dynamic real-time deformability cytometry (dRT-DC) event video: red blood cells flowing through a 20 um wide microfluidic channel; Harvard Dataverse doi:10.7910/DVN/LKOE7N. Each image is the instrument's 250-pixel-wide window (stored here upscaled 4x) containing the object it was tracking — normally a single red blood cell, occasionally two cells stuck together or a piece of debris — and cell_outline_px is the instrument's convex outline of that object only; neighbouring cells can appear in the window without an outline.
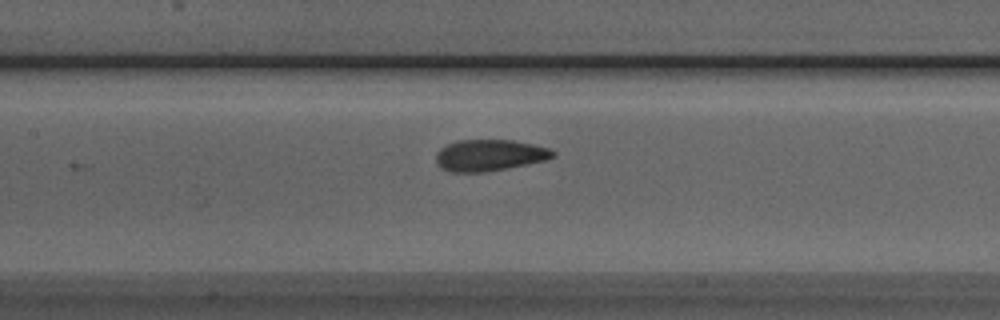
{"species": "Egyptian fruit bat (a non-hibernating species)", "species_latin": "Rousettus aegyptiacus", "temperature_condition": "room temperature", "stored_images_in_passage": 47, "camera_frame_rate_fps": 3000, "um_per_image_px": 0.085, "animal": {"sex": "male"}, "frame": {"image": 1, "passage_image": 22, "time_ms": 7.0, "image_size_px": [1000, 320], "cell_outline_px": [[556, 156], [548, 160], [484, 172], [452, 172], [440, 168], [436, 164], [436, 152], [440, 148], [448, 144], [460, 140], [512, 140], [532, 144], [548, 148], [556, 152]], "centroid_in_image_um": [41.6, 13.2], "position_along_channel_um": 165.8, "area_um2": 21.44}}
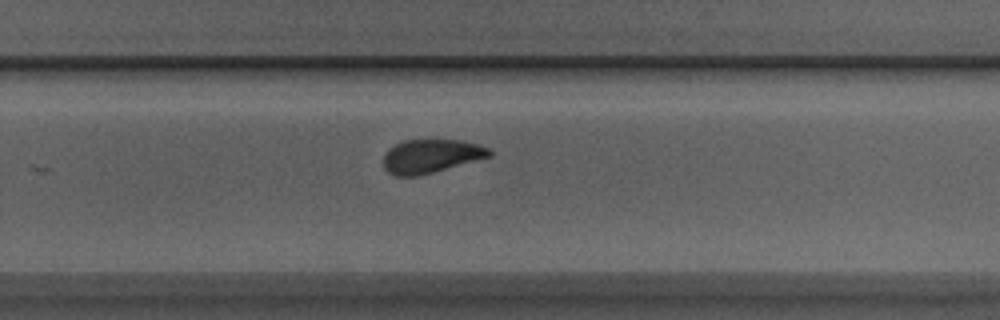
{"frame": {"image": 2, "passage_image": 32, "time_ms": 10.333, "image_size_px": [1000, 320], "cell_outline_px": [[492, 156], [432, 172], [416, 176], [392, 176], [384, 168], [384, 156], [388, 148], [404, 140], [460, 140], [480, 144], [488, 148], [492, 152]], "centroid_in_image_um": [36.62, 13.26], "position_along_channel_um": 293.2, "area_um2": 20.69}}
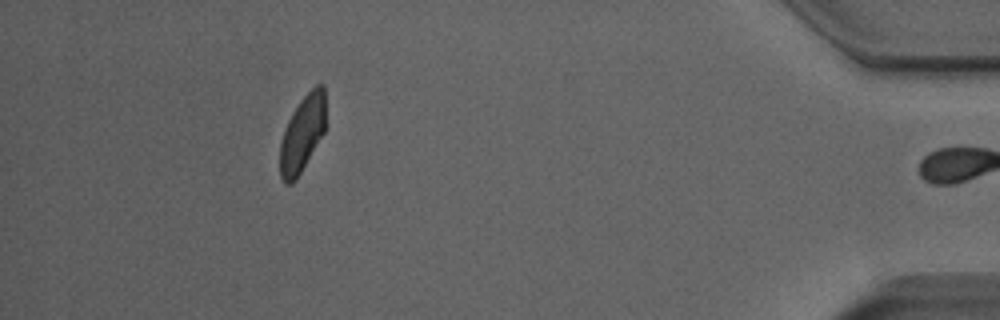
{"frame": {"image": 3, "passage_image": 46, "time_ms": 15.0, "image_size_px": [1000, 320], "cell_outline_px": [[324, 132], [296, 180], [292, 184], [284, 184], [280, 176], [280, 140], [288, 120], [292, 112], [300, 100], [316, 84], [324, 84]], "centroid_in_image_um": [25.67, 11.39], "position_along_channel_um": 409.5, "area_um2": 20.17}, "authors_computed_cell_mechanics": {"area_um2": 21.5594, "velocity_mm_per_s": 3.8348, "shape_relaxation_time_tau1_ms": 7.5604, "shape_relaxation_time_tau2_ms": 1.5873, "deformation_change_tau1": 0.1505, "deformation_change_tau2": 0.066}}